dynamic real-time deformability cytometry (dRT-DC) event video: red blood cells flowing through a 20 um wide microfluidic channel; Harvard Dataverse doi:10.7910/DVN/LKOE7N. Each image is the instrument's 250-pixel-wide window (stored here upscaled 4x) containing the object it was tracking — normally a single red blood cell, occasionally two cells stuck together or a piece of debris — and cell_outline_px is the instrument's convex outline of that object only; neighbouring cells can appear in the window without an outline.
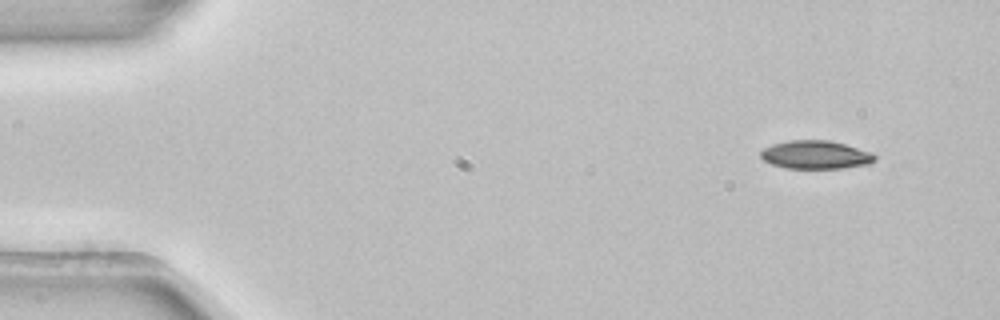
{"species": "common noctule bat (a hibernating species)", "species_latin": "Nyctalus noctula", "temperature_condition": "room temperature", "stored_images_in_passage": 4, "segment_of_instrument_passage": [2, 2], "camera_frame_rate_fps": 3000, "um_per_image_px": 0.085, "animal": {"sex": "female", "body_mass_g": 22.7, "forearm_length_mm": 54.2}, "frame": {"image": 1, "passage_image": 4, "time_ms": 1.0, "image_size_px": [1000, 320], "cell_outline_px": [[876, 160], [872, 164], [844, 168], [784, 168], [772, 164], [764, 160], [760, 156], [760, 152], [764, 148], [772, 144], [788, 140], [828, 140], [844, 144], [872, 152], [876, 156]], "centroid_in_image_um": [69.35, 13.16], "position_along_channel_um": 15.6, "area_um2": 18.96}}